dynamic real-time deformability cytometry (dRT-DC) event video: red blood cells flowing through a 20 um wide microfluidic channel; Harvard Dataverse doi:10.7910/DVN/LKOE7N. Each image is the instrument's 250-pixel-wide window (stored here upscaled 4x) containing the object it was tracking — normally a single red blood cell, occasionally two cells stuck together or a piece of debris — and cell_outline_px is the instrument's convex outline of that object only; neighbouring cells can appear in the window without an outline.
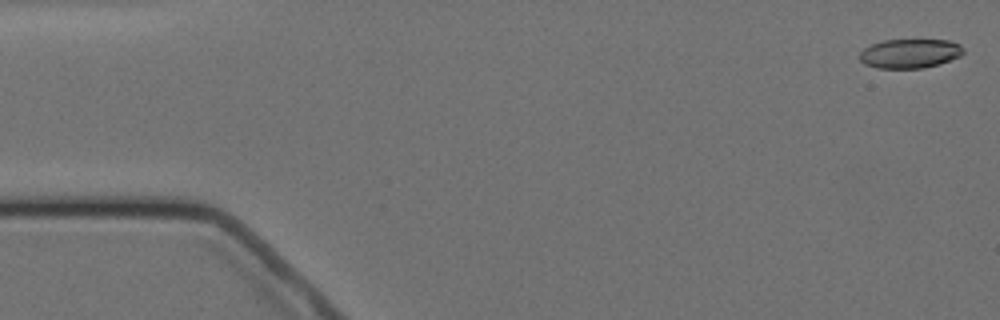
{"species": "Egyptian fruit bat (a non-hibernating species)", "species_latin": "Rousettus aegyptiacus", "temperature_condition": "cold", "stored_images_in_passage": 4, "camera_frame_rate_fps": 3000, "um_per_image_px": 0.085, "animal": {"sex": "female"}, "frame": {"image": 1, "passage_image": 1, "time_ms": 0.0, "image_size_px": [1000, 320], "cell_outline_px": [[964, 52], [960, 56], [940, 64], [924, 68], [876, 68], [864, 64], [860, 60], [860, 52], [864, 48], [872, 44], [884, 40], [948, 40], [960, 44], [964, 48]], "centroid_in_image_um": [77.35, 4.55], "position_along_channel_um": 7.6, "area_um2": 17.74}}
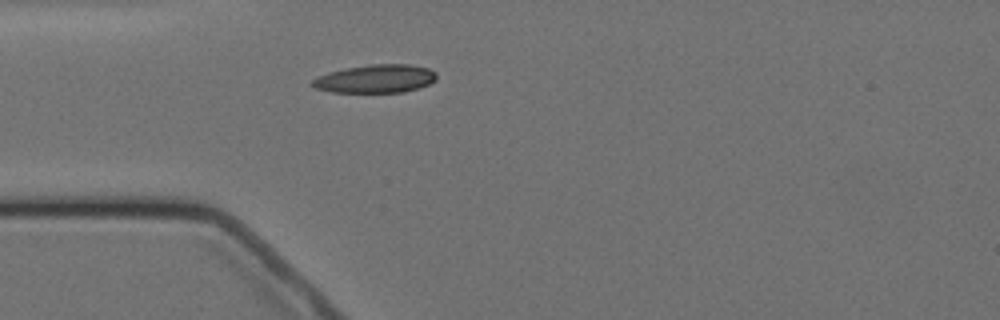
{"frame": {"image": 2, "passage_image": 4, "time_ms": 4.667, "image_size_px": [1000, 320], "cell_outline_px": [[436, 80], [420, 88], [404, 92], [332, 92], [316, 88], [308, 84], [312, 80], [328, 72], [348, 68], [372, 64], [408, 64], [428, 68], [436, 72]], "centroid_in_image_um": [31.94, 6.7], "position_along_channel_um": 53.1, "area_um2": 20.4}}